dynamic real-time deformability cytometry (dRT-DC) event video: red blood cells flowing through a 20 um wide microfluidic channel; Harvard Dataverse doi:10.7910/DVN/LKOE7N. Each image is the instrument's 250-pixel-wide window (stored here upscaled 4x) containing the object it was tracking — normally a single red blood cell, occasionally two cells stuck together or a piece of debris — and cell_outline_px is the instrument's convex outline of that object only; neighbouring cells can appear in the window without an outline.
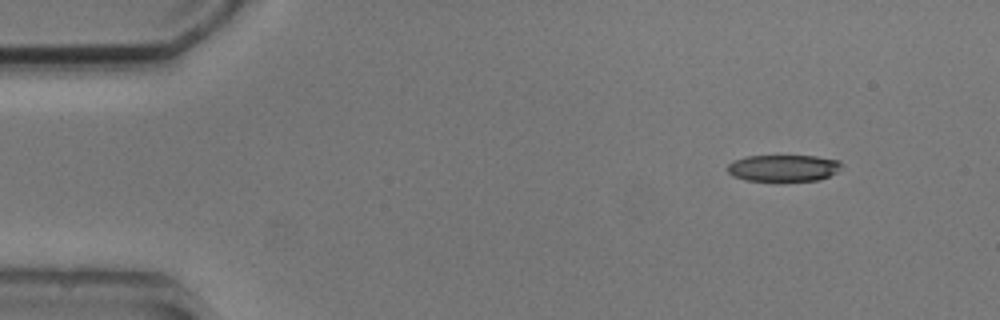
{"species": "common noctule bat (a hibernating species)", "species_latin": "Nyctalus noctula", "temperature_condition": "cold", "stored_images_in_passage": 4, "camera_frame_rate_fps": 3000, "um_per_image_px": 0.085, "animal": {"sex": "male", "body_mass_g": 20.5, "forearm_length_mm": 52.5}, "frame": {"image": 1, "passage_image": 1, "time_ms": 0.0, "image_size_px": [1000, 320], "cell_outline_px": [[840, 168], [836, 172], [820, 180], [780, 184], [776, 184], [748, 180], [732, 176], [728, 172], [728, 164], [736, 160], [748, 156], [816, 156], [840, 160]], "centroid_in_image_um": [66.59, 14.34], "position_along_channel_um": 18.4, "area_um2": 18.5}}